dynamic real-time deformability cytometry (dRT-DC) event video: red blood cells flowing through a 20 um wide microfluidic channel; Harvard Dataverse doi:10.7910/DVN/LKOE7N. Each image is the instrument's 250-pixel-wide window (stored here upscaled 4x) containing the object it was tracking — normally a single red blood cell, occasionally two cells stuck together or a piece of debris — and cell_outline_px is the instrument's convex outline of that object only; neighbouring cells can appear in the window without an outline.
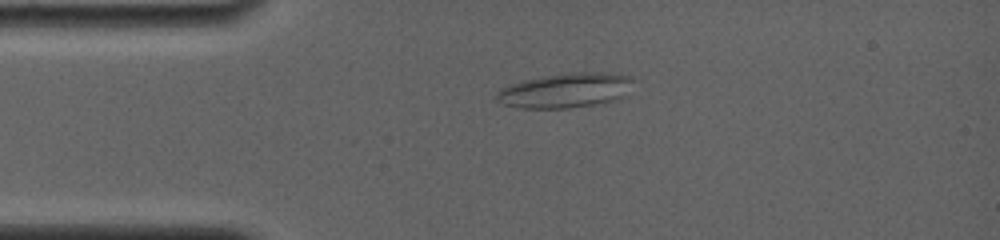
{"species": "common noctule bat (a hibernating species)", "species_latin": "Nyctalus noctula", "temperature_condition": "room temperature", "stored_images_in_passage": 64, "camera_frame_rate_fps": 4000, "um_per_image_px": 0.085, "animal": {"sex": "female", "body_mass_g": 19.0, "forearm_length_mm": 56.7}, "frame": {"image": 1, "passage_image": 9, "time_ms": 3.25, "image_size_px": [1000, 240], "cell_outline_px": [[632, 80], [628, 96], [616, 100], [568, 108], [520, 108], [504, 104], [496, 100], [496, 92], [500, 88], [508, 84], [524, 80], [548, 76], [576, 72], [604, 72], [632, 76]], "centroid_in_image_um": [48.08, 7.69], "position_along_channel_um": 36.9, "area_um2": 27.63}}
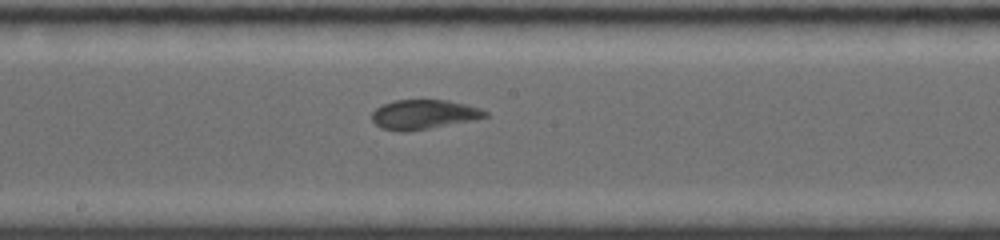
{"frame": {"image": 2, "passage_image": 28, "time_ms": 8.5, "image_size_px": [1000, 240], "cell_outline_px": [[488, 116], [472, 120], [428, 128], [404, 132], [400, 132], [380, 128], [372, 120], [372, 112], [376, 108], [384, 104], [396, 100], [448, 100], [480, 108], [488, 112]], "centroid_in_image_um": [35.99, 9.73], "position_along_channel_um": 212.2, "area_um2": 19.25}}
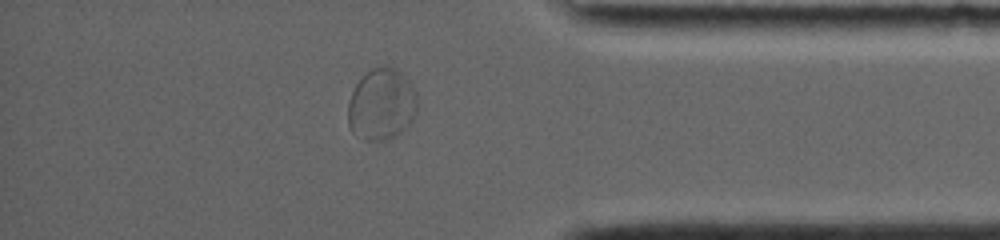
{"frame": {"image": 3, "passage_image": 54, "time_ms": 13.75, "image_size_px": [1000, 240], "cell_outline_px": [[416, 112], [408, 124], [396, 132], [380, 140], [364, 140], [352, 132], [348, 124], [348, 100], [356, 84], [372, 68], [384, 64], [388, 64], [400, 72], [412, 84], [416, 92]], "centroid_in_image_um": [32.4, 8.81], "position_along_channel_um": 402.8, "area_um2": 28.44}}